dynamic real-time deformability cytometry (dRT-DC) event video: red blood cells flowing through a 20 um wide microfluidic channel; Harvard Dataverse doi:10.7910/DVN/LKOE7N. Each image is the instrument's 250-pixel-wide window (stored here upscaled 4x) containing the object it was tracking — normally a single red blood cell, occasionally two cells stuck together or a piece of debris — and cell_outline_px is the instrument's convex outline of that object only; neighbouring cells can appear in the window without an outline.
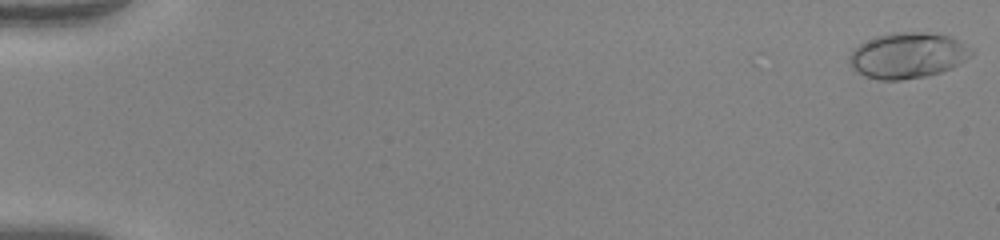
{"species": "human", "species_latin": "Homo sapiens", "temperature_condition": "warm", "stored_images_in_passage": 53, "camera_frame_rate_fps": 3000, "um_per_image_px": 0.085, "donor": {"sex": "female"}, "frame": {"image": 1, "passage_image": 1, "time_ms": 0.0, "image_size_px": [1000, 240], "cell_outline_px": [[976, 48], [972, 56], [952, 68], [928, 76], [900, 80], [876, 80], [864, 76], [856, 72], [852, 68], [848, 60], [848, 56], [860, 44], [876, 36], [888, 32], [924, 32], [952, 36]], "centroid_in_image_um": [77.2, 4.71], "position_along_channel_um": 7.8, "area_um2": 33.12}}
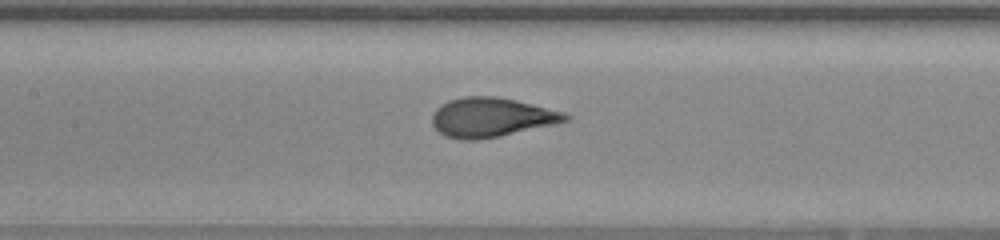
{"frame": {"image": 2, "passage_image": 27, "time_ms": 8.667, "image_size_px": [1000, 240], "cell_outline_px": [[572, 120], [556, 124], [500, 136], [476, 140], [464, 140], [444, 136], [432, 124], [432, 112], [440, 104], [448, 100], [464, 96], [496, 96], [516, 100], [564, 112], [572, 116]], "centroid_in_image_um": [41.77, 9.97], "position_along_channel_um": 165.6, "area_um2": 30.81}}
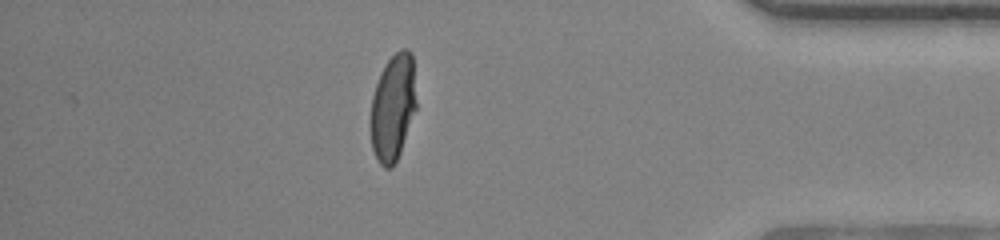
{"frame": {"image": 3, "passage_image": 47, "time_ms": 15.333, "image_size_px": [1000, 240], "cell_outline_px": [[416, 108], [400, 152], [392, 168], [384, 168], [380, 164], [372, 148], [372, 96], [380, 72], [388, 60], [400, 48], [408, 48], [412, 52], [416, 100]], "centroid_in_image_um": [33.42, 9.09], "position_along_channel_um": 401.8, "area_um2": 28.03}, "authors_computed_cell_mechanics": {"area_um2": 29.8248, "velocity_mm_per_s": 4.0046, "shape_relaxation_time_tau1_ms": 5.5904, "shape_relaxation_time_tau2_ms": null, "deformation_change_tau1": 0.2724, "deformation_change_tau2": null}}